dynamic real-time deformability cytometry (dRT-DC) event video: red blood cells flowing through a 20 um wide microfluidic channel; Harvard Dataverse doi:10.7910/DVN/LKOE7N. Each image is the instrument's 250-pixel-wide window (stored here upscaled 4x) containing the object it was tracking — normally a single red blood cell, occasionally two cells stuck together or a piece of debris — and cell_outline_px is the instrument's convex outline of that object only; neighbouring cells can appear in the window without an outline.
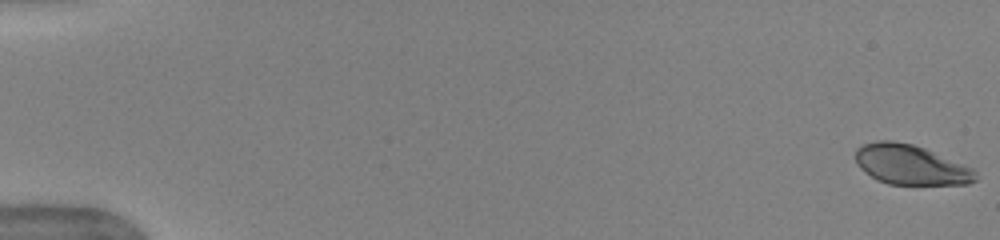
{"species": "human", "species_latin": "Homo sapiens", "temperature_condition": "warm", "stored_images_in_passage": 11, "camera_frame_rate_fps": 3000, "um_per_image_px": 0.085, "donor": {"sex": "female"}, "frame": {"image": 1, "passage_image": 1, "time_ms": 0.0, "image_size_px": [1000, 240], "cell_outline_px": [[976, 180], [968, 184], [888, 184], [876, 180], [860, 168], [856, 164], [856, 148], [864, 144], [876, 140], [892, 140], [912, 144], [924, 148], [972, 168], [976, 172]], "centroid_in_image_um": [77.37, 14.0], "position_along_channel_um": 7.6, "area_um2": 27.74}}
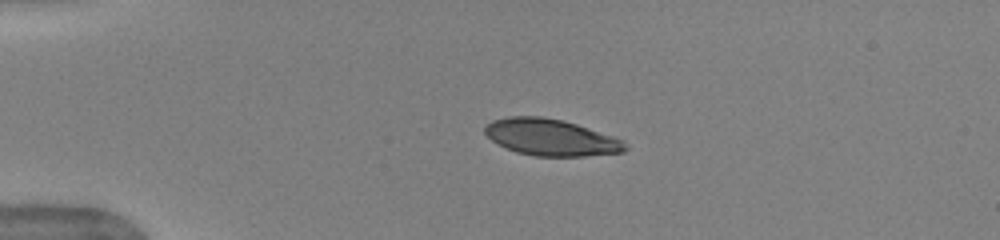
{"frame": {"image": 2, "passage_image": 6, "time_ms": 1.667, "image_size_px": [1000, 240], "cell_outline_px": [[628, 148], [624, 152], [584, 156], [536, 156], [516, 152], [492, 140], [484, 132], [484, 128], [492, 120], [508, 116], [540, 116], [564, 120], [624, 140], [628, 144]], "centroid_in_image_um": [46.85, 11.67], "position_along_channel_um": 38.1, "area_um2": 29.82}}
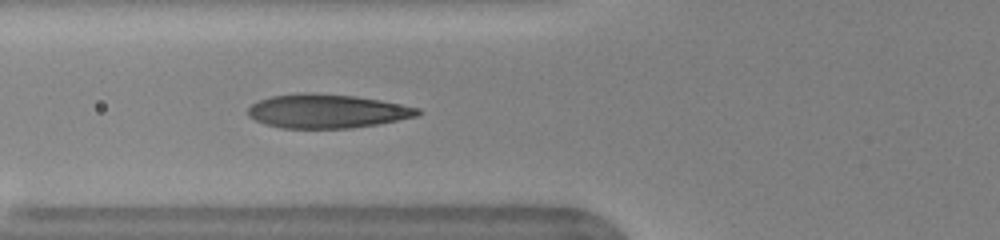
{"frame": {"image": 3, "passage_image": 11, "time_ms": 3.333, "image_size_px": [1000, 240], "cell_outline_px": [[424, 112], [416, 116], [376, 124], [352, 128], [280, 128], [264, 124], [248, 116], [248, 108], [252, 104], [260, 100], [272, 96], [304, 92], [308, 92], [356, 96], [380, 100], [420, 108]], "centroid_in_image_um": [27.79, 9.44], "position_along_channel_um": 98.0, "area_um2": 33.47}}